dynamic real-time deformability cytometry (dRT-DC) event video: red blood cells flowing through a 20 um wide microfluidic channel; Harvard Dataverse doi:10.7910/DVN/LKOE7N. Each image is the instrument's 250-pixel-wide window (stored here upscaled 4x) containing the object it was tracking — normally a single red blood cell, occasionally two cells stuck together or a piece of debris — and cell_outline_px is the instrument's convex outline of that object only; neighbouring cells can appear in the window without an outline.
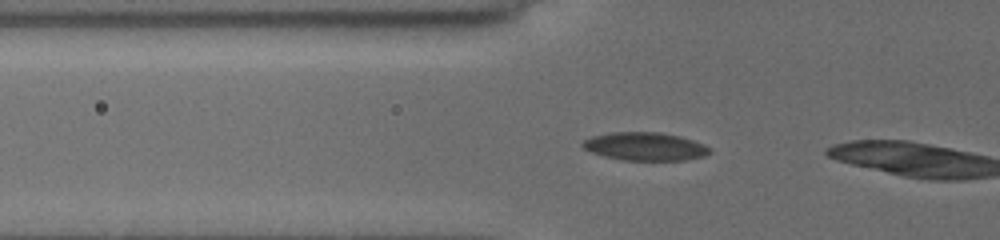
{"species": "common noctule bat (a hibernating species)", "species_latin": "Nyctalus noctula", "temperature_condition": "cold", "stored_images_in_passage": 7, "camera_frame_rate_fps": 3000, "um_per_image_px": 0.085, "animal": {"sex": "female", "body_mass_g": 19.5, "forearm_length_mm": 54.1}, "frame": {"image": 1, "passage_image": 5, "time_ms": 1.333, "image_size_px": [1000, 240], "cell_outline_px": [[712, 152], [704, 156], [684, 160], [620, 160], [604, 156], [592, 152], [584, 148], [580, 144], [584, 140], [592, 136], [612, 132], [660, 132], [680, 136], [704, 144], [712, 148]], "centroid_in_image_um": [54.85, 12.45], "position_along_channel_um": 71.0, "area_um2": 20.92}}